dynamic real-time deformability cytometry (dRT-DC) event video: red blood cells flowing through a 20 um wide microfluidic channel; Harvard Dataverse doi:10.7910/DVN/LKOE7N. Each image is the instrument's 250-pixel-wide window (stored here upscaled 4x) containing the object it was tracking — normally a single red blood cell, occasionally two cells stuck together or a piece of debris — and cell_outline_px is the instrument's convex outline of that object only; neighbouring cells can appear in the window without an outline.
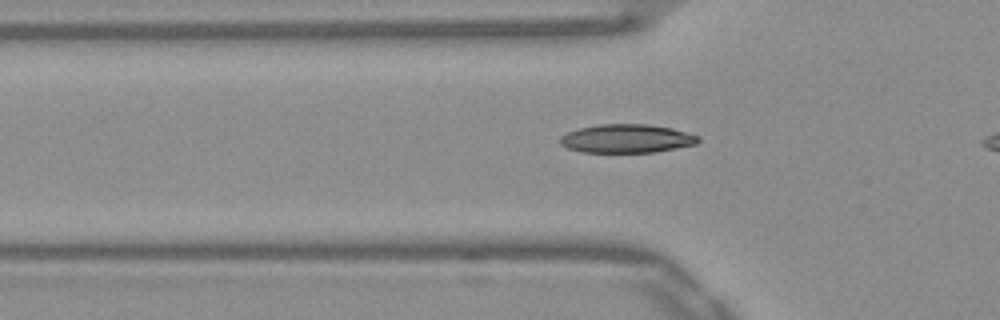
{"species": "Egyptian fruit bat (a non-hibernating species)", "species_latin": "Rousettus aegyptiacus", "temperature_condition": "warm", "stored_images_in_passage": 36, "camera_frame_rate_fps": 3000, "um_per_image_px": 0.085, "frame": {"image": 1, "passage_image": 10, "time_ms": 3.0, "image_size_px": [1000, 320], "cell_outline_px": [[700, 140], [696, 144], [656, 152], [580, 152], [568, 148], [560, 144], [560, 136], [568, 132], [580, 128], [600, 124], [648, 124], [672, 128], [700, 136]], "centroid_in_image_um": [53.28, 11.78], "position_along_channel_um": 72.5, "area_um2": 23.0}}
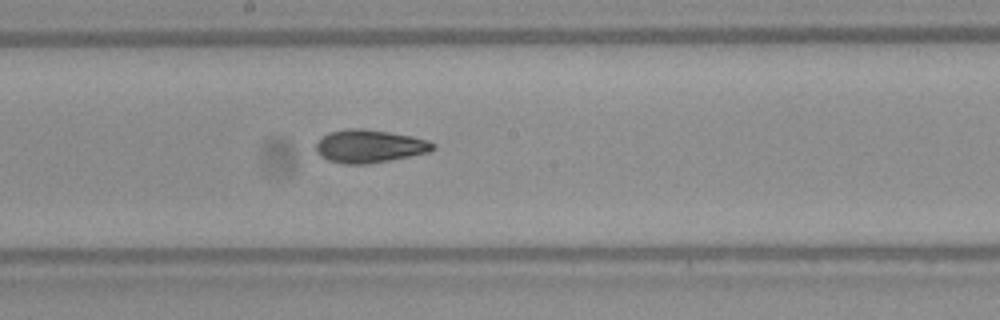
{"frame": {"image": 2, "passage_image": 21, "time_ms": 6.667, "image_size_px": [1000, 320], "cell_outline_px": [[436, 148], [428, 152], [368, 164], [344, 164], [328, 160], [320, 156], [316, 152], [316, 144], [324, 136], [332, 132], [348, 128], [360, 128], [388, 132], [412, 136], [428, 140], [436, 144]], "centroid_in_image_um": [31.41, 12.43], "position_along_channel_um": 216.8, "area_um2": 22.25}}
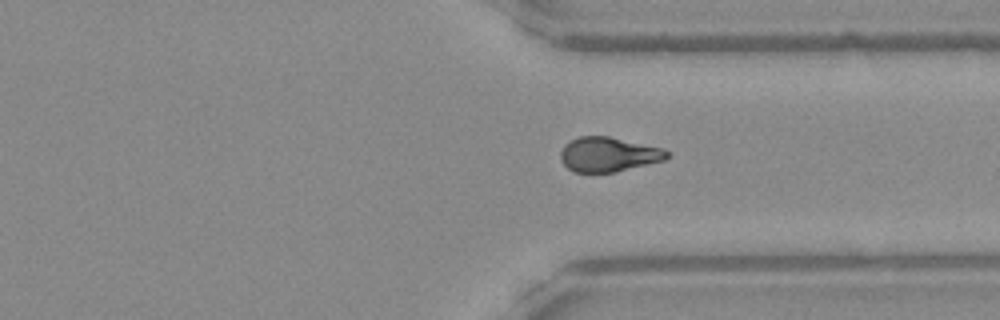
{"frame": {"image": 3, "passage_image": 32, "time_ms": 10.333, "image_size_px": [1000, 320], "cell_outline_px": [[672, 152], [664, 160], [616, 172], [572, 172], [560, 160], [560, 152], [564, 144], [580, 136], [608, 136], [664, 148]], "centroid_in_image_um": [51.73, 13.12], "position_along_channel_um": 359.7, "area_um2": 21.56}}